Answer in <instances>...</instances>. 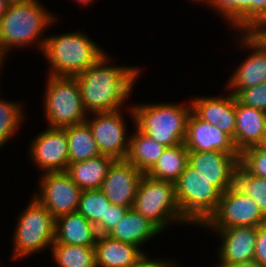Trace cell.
<instances>
[{
    "label": "cell",
    "instance_id": "obj_1",
    "mask_svg": "<svg viewBox=\"0 0 266 267\" xmlns=\"http://www.w3.org/2000/svg\"><path fill=\"white\" fill-rule=\"evenodd\" d=\"M107 55L75 76L81 90L82 105L88 113L119 110L126 100L138 69L134 67L107 66ZM88 110V111H87Z\"/></svg>",
    "mask_w": 266,
    "mask_h": 267
},
{
    "label": "cell",
    "instance_id": "obj_2",
    "mask_svg": "<svg viewBox=\"0 0 266 267\" xmlns=\"http://www.w3.org/2000/svg\"><path fill=\"white\" fill-rule=\"evenodd\" d=\"M38 42L51 64L50 76L75 77L105 55L96 43L80 32L47 37Z\"/></svg>",
    "mask_w": 266,
    "mask_h": 267
},
{
    "label": "cell",
    "instance_id": "obj_3",
    "mask_svg": "<svg viewBox=\"0 0 266 267\" xmlns=\"http://www.w3.org/2000/svg\"><path fill=\"white\" fill-rule=\"evenodd\" d=\"M37 0H12L0 18V57L11 46H28L38 41L45 27L54 22Z\"/></svg>",
    "mask_w": 266,
    "mask_h": 267
},
{
    "label": "cell",
    "instance_id": "obj_4",
    "mask_svg": "<svg viewBox=\"0 0 266 267\" xmlns=\"http://www.w3.org/2000/svg\"><path fill=\"white\" fill-rule=\"evenodd\" d=\"M135 128L165 147L184 143L192 105L172 103L135 105L131 108Z\"/></svg>",
    "mask_w": 266,
    "mask_h": 267
},
{
    "label": "cell",
    "instance_id": "obj_5",
    "mask_svg": "<svg viewBox=\"0 0 266 267\" xmlns=\"http://www.w3.org/2000/svg\"><path fill=\"white\" fill-rule=\"evenodd\" d=\"M176 198L182 216L192 224L203 225L217 210L222 193L189 165L175 182Z\"/></svg>",
    "mask_w": 266,
    "mask_h": 267
},
{
    "label": "cell",
    "instance_id": "obj_6",
    "mask_svg": "<svg viewBox=\"0 0 266 267\" xmlns=\"http://www.w3.org/2000/svg\"><path fill=\"white\" fill-rule=\"evenodd\" d=\"M132 208L161 231L170 224L169 221L188 222L181 214L175 183L153 179L147 174H144L139 182Z\"/></svg>",
    "mask_w": 266,
    "mask_h": 267
},
{
    "label": "cell",
    "instance_id": "obj_7",
    "mask_svg": "<svg viewBox=\"0 0 266 267\" xmlns=\"http://www.w3.org/2000/svg\"><path fill=\"white\" fill-rule=\"evenodd\" d=\"M47 81L44 106L50 128H63L86 122L87 112L82 105L77 78L49 75Z\"/></svg>",
    "mask_w": 266,
    "mask_h": 267
},
{
    "label": "cell",
    "instance_id": "obj_8",
    "mask_svg": "<svg viewBox=\"0 0 266 267\" xmlns=\"http://www.w3.org/2000/svg\"><path fill=\"white\" fill-rule=\"evenodd\" d=\"M31 200L14 232V259L38 253L54 242L55 219L35 197Z\"/></svg>",
    "mask_w": 266,
    "mask_h": 267
},
{
    "label": "cell",
    "instance_id": "obj_9",
    "mask_svg": "<svg viewBox=\"0 0 266 267\" xmlns=\"http://www.w3.org/2000/svg\"><path fill=\"white\" fill-rule=\"evenodd\" d=\"M266 216L236 184L222 193L217 210L203 224L209 228L258 227Z\"/></svg>",
    "mask_w": 266,
    "mask_h": 267
},
{
    "label": "cell",
    "instance_id": "obj_10",
    "mask_svg": "<svg viewBox=\"0 0 266 267\" xmlns=\"http://www.w3.org/2000/svg\"><path fill=\"white\" fill-rule=\"evenodd\" d=\"M41 180L40 194L35 198L52 214L54 219L77 212L82 190L66 172H47ZM37 195V196H36Z\"/></svg>",
    "mask_w": 266,
    "mask_h": 267
},
{
    "label": "cell",
    "instance_id": "obj_11",
    "mask_svg": "<svg viewBox=\"0 0 266 267\" xmlns=\"http://www.w3.org/2000/svg\"><path fill=\"white\" fill-rule=\"evenodd\" d=\"M95 117L86 120L101 155L115 160H125L128 151L126 127L120 109L92 113ZM127 141V142H126Z\"/></svg>",
    "mask_w": 266,
    "mask_h": 267
},
{
    "label": "cell",
    "instance_id": "obj_12",
    "mask_svg": "<svg viewBox=\"0 0 266 267\" xmlns=\"http://www.w3.org/2000/svg\"><path fill=\"white\" fill-rule=\"evenodd\" d=\"M239 159L240 154L197 151L189 152L188 165L224 193L235 184Z\"/></svg>",
    "mask_w": 266,
    "mask_h": 267
},
{
    "label": "cell",
    "instance_id": "obj_13",
    "mask_svg": "<svg viewBox=\"0 0 266 267\" xmlns=\"http://www.w3.org/2000/svg\"><path fill=\"white\" fill-rule=\"evenodd\" d=\"M31 145L32 160L47 172H66L69 165V146L63 128H47L35 137Z\"/></svg>",
    "mask_w": 266,
    "mask_h": 267
},
{
    "label": "cell",
    "instance_id": "obj_14",
    "mask_svg": "<svg viewBox=\"0 0 266 267\" xmlns=\"http://www.w3.org/2000/svg\"><path fill=\"white\" fill-rule=\"evenodd\" d=\"M144 174L126 160H115L103 181L101 190L112 205L131 209Z\"/></svg>",
    "mask_w": 266,
    "mask_h": 267
},
{
    "label": "cell",
    "instance_id": "obj_15",
    "mask_svg": "<svg viewBox=\"0 0 266 267\" xmlns=\"http://www.w3.org/2000/svg\"><path fill=\"white\" fill-rule=\"evenodd\" d=\"M185 147L189 152L220 151L230 154H239L233 139L216 125L213 126L199 119L193 112L187 120Z\"/></svg>",
    "mask_w": 266,
    "mask_h": 267
},
{
    "label": "cell",
    "instance_id": "obj_16",
    "mask_svg": "<svg viewBox=\"0 0 266 267\" xmlns=\"http://www.w3.org/2000/svg\"><path fill=\"white\" fill-rule=\"evenodd\" d=\"M192 112L201 120L217 126L229 135L235 145L236 96L230 92L227 97H201L192 102Z\"/></svg>",
    "mask_w": 266,
    "mask_h": 267
},
{
    "label": "cell",
    "instance_id": "obj_17",
    "mask_svg": "<svg viewBox=\"0 0 266 267\" xmlns=\"http://www.w3.org/2000/svg\"><path fill=\"white\" fill-rule=\"evenodd\" d=\"M222 237L219 265L254 260L257 227L214 228Z\"/></svg>",
    "mask_w": 266,
    "mask_h": 267
},
{
    "label": "cell",
    "instance_id": "obj_18",
    "mask_svg": "<svg viewBox=\"0 0 266 267\" xmlns=\"http://www.w3.org/2000/svg\"><path fill=\"white\" fill-rule=\"evenodd\" d=\"M139 249L109 235H98L94 246L96 267H137L147 258Z\"/></svg>",
    "mask_w": 266,
    "mask_h": 267
},
{
    "label": "cell",
    "instance_id": "obj_19",
    "mask_svg": "<svg viewBox=\"0 0 266 267\" xmlns=\"http://www.w3.org/2000/svg\"><path fill=\"white\" fill-rule=\"evenodd\" d=\"M241 44L251 48L253 53L250 55L232 75V79L228 83L230 87L234 88L231 92L237 95L242 89L257 86L266 82V50L255 42L246 32L242 34Z\"/></svg>",
    "mask_w": 266,
    "mask_h": 267
},
{
    "label": "cell",
    "instance_id": "obj_20",
    "mask_svg": "<svg viewBox=\"0 0 266 267\" xmlns=\"http://www.w3.org/2000/svg\"><path fill=\"white\" fill-rule=\"evenodd\" d=\"M266 135V112L241 104L236 98L235 148L244 150L260 146Z\"/></svg>",
    "mask_w": 266,
    "mask_h": 267
},
{
    "label": "cell",
    "instance_id": "obj_21",
    "mask_svg": "<svg viewBox=\"0 0 266 267\" xmlns=\"http://www.w3.org/2000/svg\"><path fill=\"white\" fill-rule=\"evenodd\" d=\"M97 236L95 225L78 212L55 219L54 241L58 243L95 246Z\"/></svg>",
    "mask_w": 266,
    "mask_h": 267
},
{
    "label": "cell",
    "instance_id": "obj_22",
    "mask_svg": "<svg viewBox=\"0 0 266 267\" xmlns=\"http://www.w3.org/2000/svg\"><path fill=\"white\" fill-rule=\"evenodd\" d=\"M160 232L161 230L154 223L131 208L128 209L108 235L124 243L139 247Z\"/></svg>",
    "mask_w": 266,
    "mask_h": 267
},
{
    "label": "cell",
    "instance_id": "obj_23",
    "mask_svg": "<svg viewBox=\"0 0 266 267\" xmlns=\"http://www.w3.org/2000/svg\"><path fill=\"white\" fill-rule=\"evenodd\" d=\"M114 161L112 157L99 155L85 161L69 163L66 173L81 190L101 189Z\"/></svg>",
    "mask_w": 266,
    "mask_h": 267
},
{
    "label": "cell",
    "instance_id": "obj_24",
    "mask_svg": "<svg viewBox=\"0 0 266 267\" xmlns=\"http://www.w3.org/2000/svg\"><path fill=\"white\" fill-rule=\"evenodd\" d=\"M129 139L125 160L134 165L143 174H147L157 163L166 147L139 131Z\"/></svg>",
    "mask_w": 266,
    "mask_h": 267
},
{
    "label": "cell",
    "instance_id": "obj_25",
    "mask_svg": "<svg viewBox=\"0 0 266 267\" xmlns=\"http://www.w3.org/2000/svg\"><path fill=\"white\" fill-rule=\"evenodd\" d=\"M189 150L185 144L166 147L154 167L147 173L150 178L176 182L188 165Z\"/></svg>",
    "mask_w": 266,
    "mask_h": 267
},
{
    "label": "cell",
    "instance_id": "obj_26",
    "mask_svg": "<svg viewBox=\"0 0 266 267\" xmlns=\"http://www.w3.org/2000/svg\"><path fill=\"white\" fill-rule=\"evenodd\" d=\"M69 146V163L85 161L100 154L87 122L63 127Z\"/></svg>",
    "mask_w": 266,
    "mask_h": 267
},
{
    "label": "cell",
    "instance_id": "obj_27",
    "mask_svg": "<svg viewBox=\"0 0 266 267\" xmlns=\"http://www.w3.org/2000/svg\"><path fill=\"white\" fill-rule=\"evenodd\" d=\"M51 248L54 260L60 267H96L94 246L68 245L54 241Z\"/></svg>",
    "mask_w": 266,
    "mask_h": 267
},
{
    "label": "cell",
    "instance_id": "obj_28",
    "mask_svg": "<svg viewBox=\"0 0 266 267\" xmlns=\"http://www.w3.org/2000/svg\"><path fill=\"white\" fill-rule=\"evenodd\" d=\"M212 7L243 32L254 25V0H214Z\"/></svg>",
    "mask_w": 266,
    "mask_h": 267
},
{
    "label": "cell",
    "instance_id": "obj_29",
    "mask_svg": "<svg viewBox=\"0 0 266 267\" xmlns=\"http://www.w3.org/2000/svg\"><path fill=\"white\" fill-rule=\"evenodd\" d=\"M111 202L101 189L82 190L77 212L95 225L102 235V220H106L107 207Z\"/></svg>",
    "mask_w": 266,
    "mask_h": 267
},
{
    "label": "cell",
    "instance_id": "obj_30",
    "mask_svg": "<svg viewBox=\"0 0 266 267\" xmlns=\"http://www.w3.org/2000/svg\"><path fill=\"white\" fill-rule=\"evenodd\" d=\"M235 184L256 202L266 216V179L249 173L239 163Z\"/></svg>",
    "mask_w": 266,
    "mask_h": 267
},
{
    "label": "cell",
    "instance_id": "obj_31",
    "mask_svg": "<svg viewBox=\"0 0 266 267\" xmlns=\"http://www.w3.org/2000/svg\"><path fill=\"white\" fill-rule=\"evenodd\" d=\"M20 107L14 102L0 100V147L10 139L22 122L23 110Z\"/></svg>",
    "mask_w": 266,
    "mask_h": 267
},
{
    "label": "cell",
    "instance_id": "obj_32",
    "mask_svg": "<svg viewBox=\"0 0 266 267\" xmlns=\"http://www.w3.org/2000/svg\"><path fill=\"white\" fill-rule=\"evenodd\" d=\"M239 163L251 174L266 179V150L254 146L240 154Z\"/></svg>",
    "mask_w": 266,
    "mask_h": 267
},
{
    "label": "cell",
    "instance_id": "obj_33",
    "mask_svg": "<svg viewBox=\"0 0 266 267\" xmlns=\"http://www.w3.org/2000/svg\"><path fill=\"white\" fill-rule=\"evenodd\" d=\"M237 100L248 107H253L266 112V82L257 86L242 89L237 95Z\"/></svg>",
    "mask_w": 266,
    "mask_h": 267
},
{
    "label": "cell",
    "instance_id": "obj_34",
    "mask_svg": "<svg viewBox=\"0 0 266 267\" xmlns=\"http://www.w3.org/2000/svg\"><path fill=\"white\" fill-rule=\"evenodd\" d=\"M127 211L128 208L124 206L112 204L108 206L106 220H102V235H108Z\"/></svg>",
    "mask_w": 266,
    "mask_h": 267
},
{
    "label": "cell",
    "instance_id": "obj_35",
    "mask_svg": "<svg viewBox=\"0 0 266 267\" xmlns=\"http://www.w3.org/2000/svg\"><path fill=\"white\" fill-rule=\"evenodd\" d=\"M254 260L266 267V223L257 227Z\"/></svg>",
    "mask_w": 266,
    "mask_h": 267
},
{
    "label": "cell",
    "instance_id": "obj_36",
    "mask_svg": "<svg viewBox=\"0 0 266 267\" xmlns=\"http://www.w3.org/2000/svg\"><path fill=\"white\" fill-rule=\"evenodd\" d=\"M266 18V0H254V24Z\"/></svg>",
    "mask_w": 266,
    "mask_h": 267
},
{
    "label": "cell",
    "instance_id": "obj_37",
    "mask_svg": "<svg viewBox=\"0 0 266 267\" xmlns=\"http://www.w3.org/2000/svg\"><path fill=\"white\" fill-rule=\"evenodd\" d=\"M137 267H176L175 264L166 262L164 260H154L152 261L151 259L147 257L143 262H141Z\"/></svg>",
    "mask_w": 266,
    "mask_h": 267
},
{
    "label": "cell",
    "instance_id": "obj_38",
    "mask_svg": "<svg viewBox=\"0 0 266 267\" xmlns=\"http://www.w3.org/2000/svg\"><path fill=\"white\" fill-rule=\"evenodd\" d=\"M217 267H263L257 261L238 262L233 264L218 265Z\"/></svg>",
    "mask_w": 266,
    "mask_h": 267
},
{
    "label": "cell",
    "instance_id": "obj_39",
    "mask_svg": "<svg viewBox=\"0 0 266 267\" xmlns=\"http://www.w3.org/2000/svg\"><path fill=\"white\" fill-rule=\"evenodd\" d=\"M12 0H0V18L2 17V15L5 13V11L7 10V7L9 5V3Z\"/></svg>",
    "mask_w": 266,
    "mask_h": 267
},
{
    "label": "cell",
    "instance_id": "obj_40",
    "mask_svg": "<svg viewBox=\"0 0 266 267\" xmlns=\"http://www.w3.org/2000/svg\"><path fill=\"white\" fill-rule=\"evenodd\" d=\"M260 146H261L263 149L266 150V135L264 136V139H263V141H262V143H261Z\"/></svg>",
    "mask_w": 266,
    "mask_h": 267
},
{
    "label": "cell",
    "instance_id": "obj_41",
    "mask_svg": "<svg viewBox=\"0 0 266 267\" xmlns=\"http://www.w3.org/2000/svg\"><path fill=\"white\" fill-rule=\"evenodd\" d=\"M90 1H93V0H77V2H79L80 4H87L89 3Z\"/></svg>",
    "mask_w": 266,
    "mask_h": 267
},
{
    "label": "cell",
    "instance_id": "obj_42",
    "mask_svg": "<svg viewBox=\"0 0 266 267\" xmlns=\"http://www.w3.org/2000/svg\"><path fill=\"white\" fill-rule=\"evenodd\" d=\"M198 1H205L207 4H209V6L212 5L214 2V0H198Z\"/></svg>",
    "mask_w": 266,
    "mask_h": 267
},
{
    "label": "cell",
    "instance_id": "obj_43",
    "mask_svg": "<svg viewBox=\"0 0 266 267\" xmlns=\"http://www.w3.org/2000/svg\"><path fill=\"white\" fill-rule=\"evenodd\" d=\"M2 60H3V59L0 57V66L2 65ZM0 69H1V68H0Z\"/></svg>",
    "mask_w": 266,
    "mask_h": 267
}]
</instances>
